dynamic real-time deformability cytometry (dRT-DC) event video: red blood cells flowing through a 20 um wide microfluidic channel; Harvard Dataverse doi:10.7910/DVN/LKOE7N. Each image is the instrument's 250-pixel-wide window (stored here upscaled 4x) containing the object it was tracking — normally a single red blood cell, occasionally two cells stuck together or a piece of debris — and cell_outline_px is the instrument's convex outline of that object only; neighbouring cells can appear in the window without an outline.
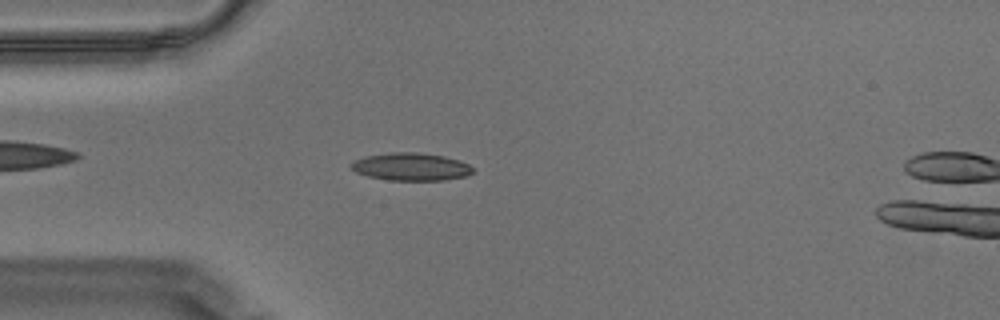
{"species": "Egyptian fruit bat (a non-hibernating species)", "species_latin": "Rousettus aegyptiacus", "temperature_condition": "warm", "stored_images_in_passage": 16, "camera_frame_rate_fps": 3000, "um_per_image_px": 0.085, "animal": {"sex": "male"}, "frame": {"image": 1, "passage_image": 14, "time_ms": 4.333, "image_size_px": [1000, 320], "cell_outline_px": [[472, 172], [468, 176], [444, 180], [388, 180], [368, 176], [356, 172], [348, 164], [364, 156], [392, 152], [416, 152], [444, 156], [460, 160], [468, 164], [472, 168]], "centroid_in_image_um": [34.93, 14.17], "position_along_channel_um": 50.1, "area_um2": 19.65}}